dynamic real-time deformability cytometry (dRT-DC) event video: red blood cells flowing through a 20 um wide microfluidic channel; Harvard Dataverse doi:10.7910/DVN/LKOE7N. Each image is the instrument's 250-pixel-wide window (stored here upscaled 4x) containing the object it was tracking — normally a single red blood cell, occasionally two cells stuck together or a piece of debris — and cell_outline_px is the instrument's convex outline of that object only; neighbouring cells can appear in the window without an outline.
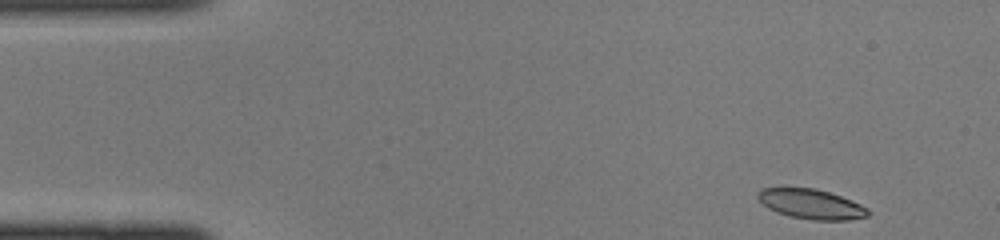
{"species": "common noctule bat (a hibernating species)", "species_latin": "Nyctalus noctula", "temperature_condition": "cold", "stored_images_in_passage": 42, "segment_of_instrument_passage": [1, 2], "camera_frame_rate_fps": 3000, "um_per_image_px": 0.085, "animal": {"sex": "female", "body_mass_g": 22.0, "forearm_length_mm": 56.7}, "frame": {"image": 1, "passage_image": 1, "time_ms": 0.0, "image_size_px": [1000, 240], "cell_outline_px": [[872, 212], [868, 216], [848, 220], [812, 220], [788, 216], [776, 212], [768, 208], [756, 196], [760, 188], [816, 188], [840, 196], [860, 204], [868, 208]], "centroid_in_image_um": [68.96, 17.35], "position_along_channel_um": 16.0, "area_um2": 19.13}}
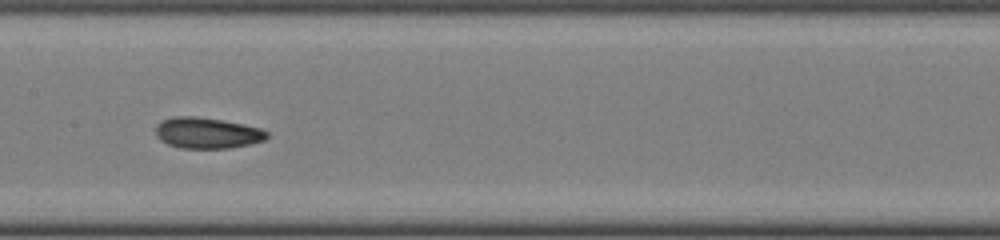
{"frame": {"image": 2, "passage_image": 19, "time_ms": 6.0, "image_size_px": [1000, 240], "cell_outline_px": [[268, 136], [264, 140], [252, 144], [228, 148], [180, 148], [168, 144], [160, 140], [156, 136], [156, 124], [160, 120], [172, 116], [196, 116], [224, 120], [244, 124], [260, 128], [268, 132]], "centroid_in_image_um": [17.59, 11.29], "position_along_channel_um": 189.8, "area_um2": 20.35}}
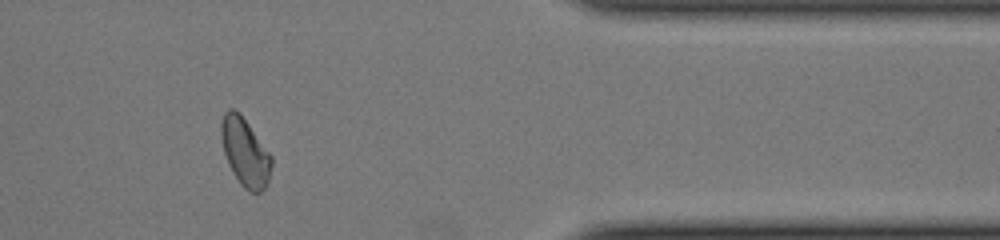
{"frame": {"image": 3, "passage_image": 34, "time_ms": 11.0, "image_size_px": [1000, 240], "cell_outline_px": [[272, 164], [268, 184], [260, 192], [248, 192], [240, 184], [232, 172], [228, 164], [224, 152], [220, 136], [220, 124], [224, 112], [228, 108], [232, 108], [240, 112], [272, 156]], "centroid_in_image_um": [20.82, 12.92], "position_along_channel_um": 390.6, "area_um2": 20.23}}